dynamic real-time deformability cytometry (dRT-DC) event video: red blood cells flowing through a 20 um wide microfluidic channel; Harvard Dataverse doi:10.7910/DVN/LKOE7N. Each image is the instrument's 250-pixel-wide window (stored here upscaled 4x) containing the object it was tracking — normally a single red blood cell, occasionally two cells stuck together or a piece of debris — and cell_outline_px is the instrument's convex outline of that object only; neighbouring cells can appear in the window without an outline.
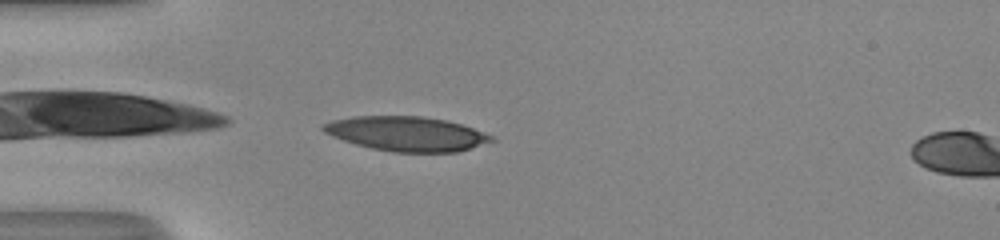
{"species": "human", "species_latin": "Homo sapiens", "temperature_condition": "room temperature", "stored_images_in_passage": 3, "segment_of_instrument_passage": [1, 2], "camera_frame_rate_fps": 3000, "um_per_image_px": 0.085, "donor": {"sex": "male"}, "frame": {"image": 1, "passage_image": 1, "time_ms": 0.0, "image_size_px": [1000, 240], "cell_outline_px": [[484, 136], [472, 144], [464, 148], [436, 152], [416, 152], [384, 148], [352, 140], [340, 136], [332, 132], [328, 128], [336, 124], [348, 120], [436, 120], [468, 128]], "centroid_in_image_um": [34.67, 11.44], "position_along_channel_um": 50.3, "area_um2": 26.24}}